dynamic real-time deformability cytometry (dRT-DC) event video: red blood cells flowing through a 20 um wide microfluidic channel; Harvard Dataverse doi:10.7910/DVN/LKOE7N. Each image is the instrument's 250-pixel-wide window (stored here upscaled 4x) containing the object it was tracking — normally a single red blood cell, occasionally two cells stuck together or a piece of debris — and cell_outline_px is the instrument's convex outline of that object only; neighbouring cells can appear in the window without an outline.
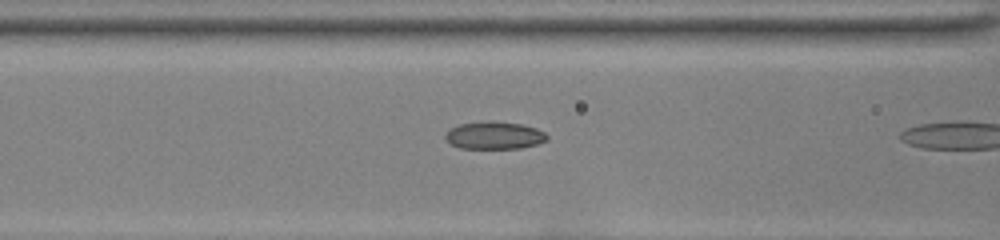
{"species": "common noctule bat (a hibernating species)", "species_latin": "Nyctalus noctula", "temperature_condition": "room temperature", "stored_images_in_passage": 5, "camera_frame_rate_fps": 3000, "um_per_image_px": 0.085, "animal": {"sex": "female", "body_mass_g": 22.0, "forearm_length_mm": 56.7}, "frame": {"image": 1, "passage_image": 4, "time_ms": 1.0, "image_size_px": [1000, 240], "cell_outline_px": [[548, 140], [536, 144], [520, 148], [460, 148], [452, 144], [444, 136], [452, 128], [460, 124], [492, 120], [520, 124], [536, 128], [544, 132], [548, 136]], "centroid_in_image_um": [42.05, 11.5], "position_along_channel_um": 124.5, "area_um2": 16.13}}